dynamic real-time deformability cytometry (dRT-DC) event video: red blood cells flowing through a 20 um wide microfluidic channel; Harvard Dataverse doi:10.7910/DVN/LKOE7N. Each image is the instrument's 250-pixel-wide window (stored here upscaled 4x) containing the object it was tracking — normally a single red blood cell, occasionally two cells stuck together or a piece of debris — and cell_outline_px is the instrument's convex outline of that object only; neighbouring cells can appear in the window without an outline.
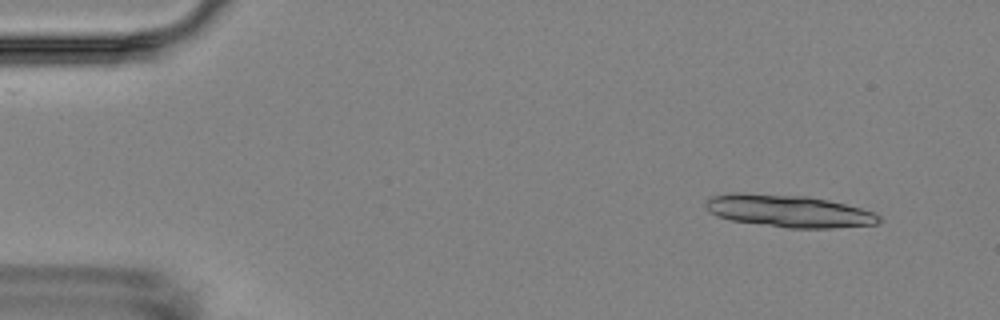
{"species": "Egyptian fruit bat (a non-hibernating species)", "species_latin": "Rousettus aegyptiacus", "temperature_condition": "room temperature", "stored_images_in_passage": 4, "camera_frame_rate_fps": 3000, "um_per_image_px": 0.085, "animal": {"sex": "female"}, "frame": {"image": 1, "passage_image": 1, "time_ms": 0.0, "image_size_px": [1000, 320], "cell_outline_px": [[880, 224], [832, 228], [788, 228], [732, 220], [716, 216], [708, 212], [704, 204], [704, 200], [712, 196], [732, 192], [736, 192], [808, 196], [828, 200], [876, 212], [880, 216]], "centroid_in_image_um": [67.02, 17.93], "position_along_channel_um": 18.0, "area_um2": 32.89}}